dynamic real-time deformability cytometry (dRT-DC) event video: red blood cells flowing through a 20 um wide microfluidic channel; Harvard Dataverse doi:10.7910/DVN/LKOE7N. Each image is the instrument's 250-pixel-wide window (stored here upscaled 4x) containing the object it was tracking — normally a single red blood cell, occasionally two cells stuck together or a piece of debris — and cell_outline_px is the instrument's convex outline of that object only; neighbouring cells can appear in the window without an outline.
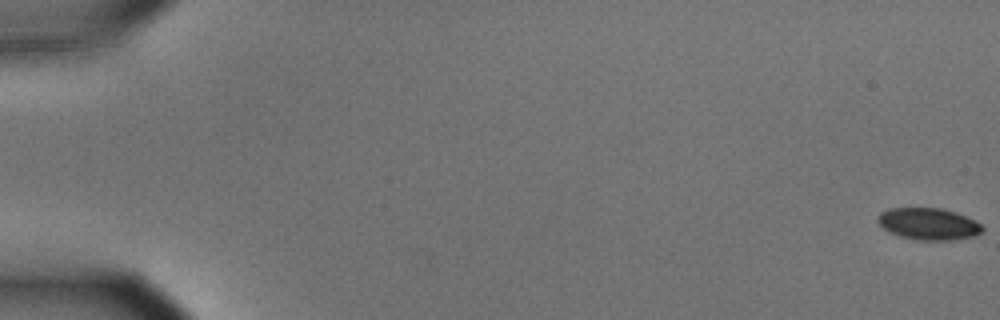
{"species": "common noctule bat (a hibernating species)", "species_latin": "Nyctalus noctula", "temperature_condition": "cold", "stored_images_in_passage": 58, "camera_frame_rate_fps": 3000, "um_per_image_px": 0.085, "animal": {"sex": "male", "body_mass_g": 15.6}, "frame": {"image": 1, "passage_image": 1, "time_ms": 0.0, "image_size_px": [1000, 320], "cell_outline_px": [[984, 228], [980, 232], [972, 236], [948, 240], [920, 240], [900, 236], [884, 228], [876, 220], [876, 216], [880, 212], [888, 208], [940, 208], [956, 212], [980, 224]], "centroid_in_image_um": [78.87, 19.01], "position_along_channel_um": 6.1, "area_um2": 19.07}}
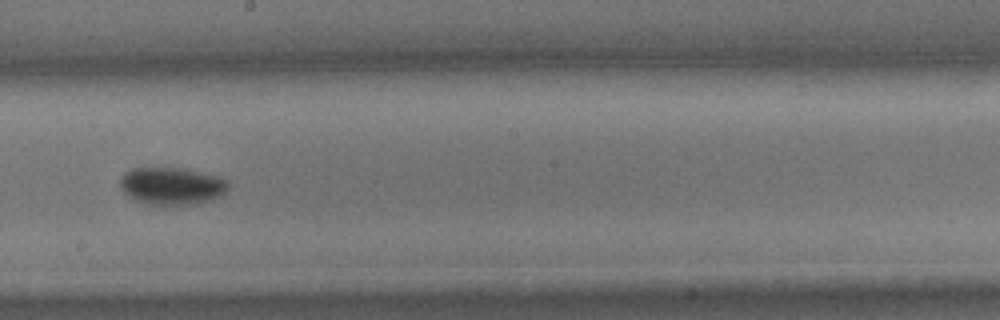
{"frame": {"image": 2, "passage_image": 34, "time_ms": 11.0, "image_size_px": [1000, 320], "cell_outline_px": [[228, 188], [220, 196], [212, 200], [196, 204], [148, 204], [136, 200], [124, 192], [120, 188], [120, 176], [124, 172], [132, 168], [184, 168], [220, 176], [228, 180]], "centroid_in_image_um": [14.61, 15.79], "position_along_channel_um": 233.6, "area_um2": 23.64}}
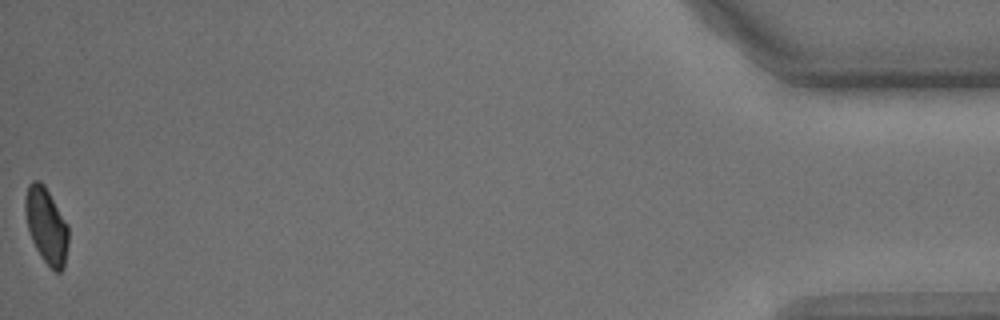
{"frame": {"image": 3, "passage_image": 58, "time_ms": 19.0, "image_size_px": [1000, 320], "cell_outline_px": [[68, 244], [64, 268], [60, 272], [56, 272], [40, 256], [32, 240], [28, 228], [24, 212], [24, 200], [28, 184], [32, 180], [40, 180], [44, 184], [68, 224]], "centroid_in_image_um": [3.93, 19.15], "position_along_channel_um": 431.3, "area_um2": 19.19}, "authors_computed_cell_mechanics": {"area_um2": 21.2415, "velocity_mm_per_s": 3.5733, "shape_relaxation_time_tau1_ms": 3.6674, "shape_relaxation_time_tau2_ms": null, "deformation_change_tau1": 0.1006, "deformation_change_tau2": null}}